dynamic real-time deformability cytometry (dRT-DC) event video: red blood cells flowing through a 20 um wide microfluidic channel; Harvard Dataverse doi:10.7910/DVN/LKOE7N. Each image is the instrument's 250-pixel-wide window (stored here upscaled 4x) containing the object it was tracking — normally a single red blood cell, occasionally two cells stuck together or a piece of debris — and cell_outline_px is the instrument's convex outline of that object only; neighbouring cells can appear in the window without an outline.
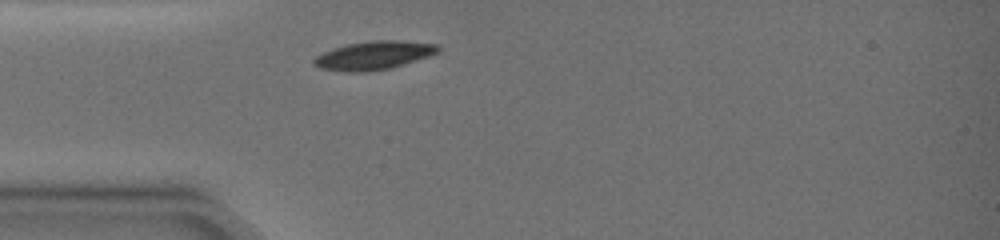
{"species": "common noctule bat (a hibernating species)", "species_latin": "Nyctalus noctula", "temperature_condition": "warm", "stored_images_in_passage": 9, "camera_frame_rate_fps": 3000, "um_per_image_px": 0.085, "animal": {"sex": "female", "body_mass_g": 19.0, "forearm_length_mm": 51.5}, "frame": {"image": 1, "passage_image": 1, "time_ms": 0.0, "image_size_px": [1000, 240], "cell_outline_px": [[440, 52], [392, 68], [368, 72], [344, 72], [320, 68], [312, 64], [312, 60], [316, 56], [332, 48], [348, 44], [368, 40], [400, 40], [440, 44]], "centroid_in_image_um": [31.77, 4.7], "position_along_channel_um": 53.2, "area_um2": 20.92}}
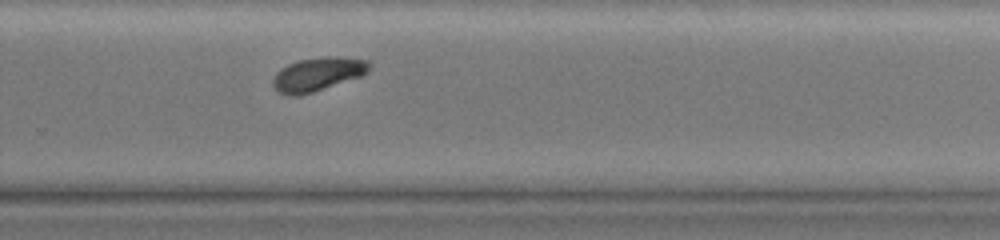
{"frame": {"image": 2, "passage_image": 9, "time_ms": 6.667, "image_size_px": [1000, 240], "cell_outline_px": [[372, 64], [368, 72], [360, 76], [300, 96], [292, 96], [280, 92], [272, 84], [272, 80], [276, 72], [280, 68], [288, 64], [300, 60], [328, 56], [336, 56], [368, 60]], "centroid_in_image_um": [27.01, 6.29], "position_along_channel_um": 302.8, "area_um2": 18.73}}